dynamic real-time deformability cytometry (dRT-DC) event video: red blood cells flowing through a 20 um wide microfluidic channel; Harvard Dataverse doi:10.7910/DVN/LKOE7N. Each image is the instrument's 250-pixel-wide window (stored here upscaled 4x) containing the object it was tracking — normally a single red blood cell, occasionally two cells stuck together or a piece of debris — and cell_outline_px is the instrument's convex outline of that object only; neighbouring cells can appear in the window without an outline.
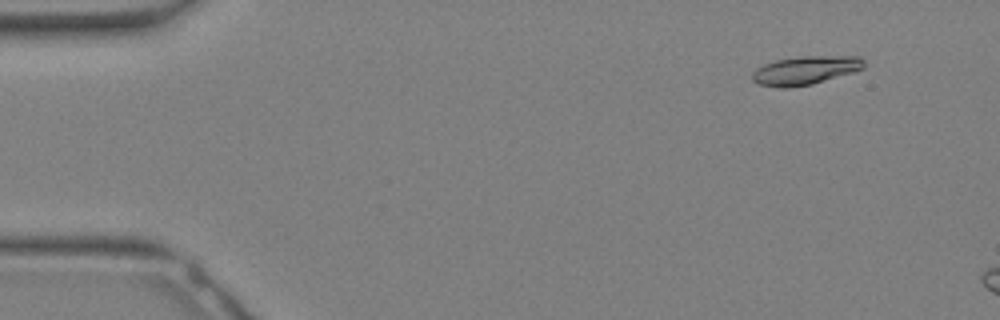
{"species": "Egyptian fruit bat (a non-hibernating species)", "species_latin": "Rousettus aegyptiacus", "temperature_condition": "warm", "stored_images_in_passage": 9, "camera_frame_rate_fps": 3000, "um_per_image_px": 0.085, "animal": {"sex": "female"}, "frame": {"image": 1, "passage_image": 3, "time_ms": 0.667, "image_size_px": [1000, 320], "cell_outline_px": [[864, 68], [852, 72], [812, 84], [788, 88], [780, 88], [756, 84], [752, 80], [752, 72], [756, 68], [764, 64], [776, 60], [800, 56], [860, 56], [864, 60]], "centroid_in_image_um": [68.42, 5.98], "position_along_channel_um": 16.6, "area_um2": 18.67}}